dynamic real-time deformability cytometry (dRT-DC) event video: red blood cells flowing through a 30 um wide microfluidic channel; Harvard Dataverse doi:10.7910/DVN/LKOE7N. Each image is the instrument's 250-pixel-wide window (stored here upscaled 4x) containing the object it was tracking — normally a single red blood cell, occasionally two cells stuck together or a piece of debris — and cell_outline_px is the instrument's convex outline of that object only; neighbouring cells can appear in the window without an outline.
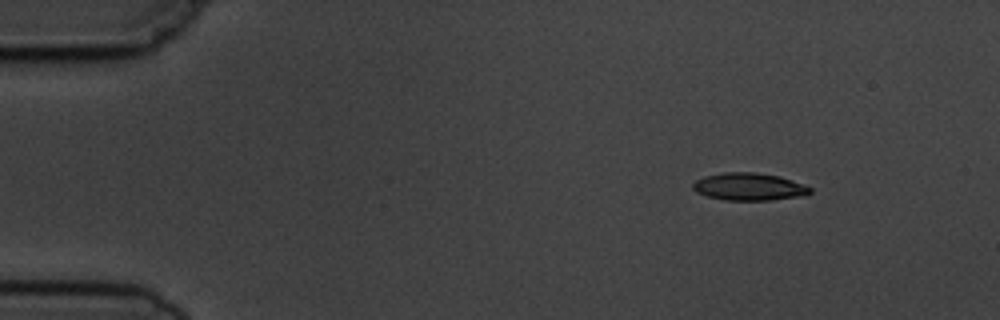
{"species": "common noctule bat (a hibernating species)", "species_latin": "Nyctalus noctula", "temperature_condition": "cold", "stored_images_in_passage": 7, "camera_frame_rate_fps": 3000, "um_per_image_px": 0.085, "animal": {"sex": "male", "body_mass_g": 19.5, "forearm_length_mm": 54.6}, "frame": {"image": 1, "passage_image": 1, "time_ms": 0.0, "image_size_px": [1000, 320], "cell_outline_px": [[812, 192], [808, 196], [772, 200], [724, 200], [708, 196], [696, 192], [692, 188], [692, 184], [696, 180], [704, 176], [724, 172], [756, 172], [780, 176], [812, 188]], "centroid_in_image_um": [63.7, 15.87], "position_along_channel_um": 21.3, "area_um2": 18.96}}
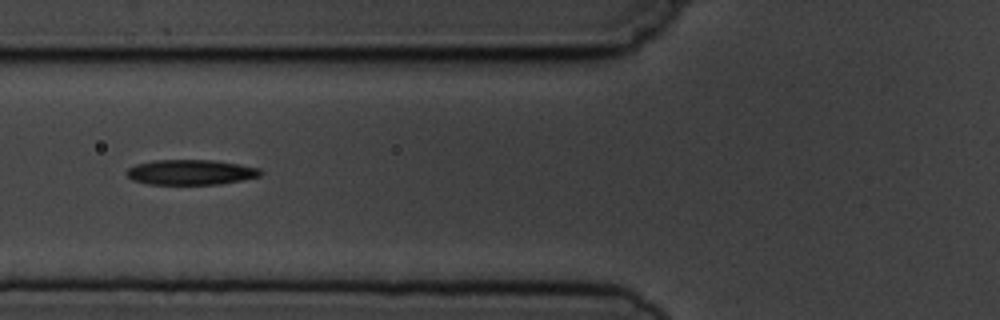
{"frame": {"image": 2, "passage_image": 5, "time_ms": 4.667, "image_size_px": [1000, 320], "cell_outline_px": [[264, 172], [260, 176], [220, 184], [148, 184], [132, 180], [124, 172], [128, 168], [136, 164], [152, 160], [212, 160], [260, 168]], "centroid_in_image_um": [16.18, 14.64], "position_along_channel_um": 109.6, "area_um2": 19.59}}
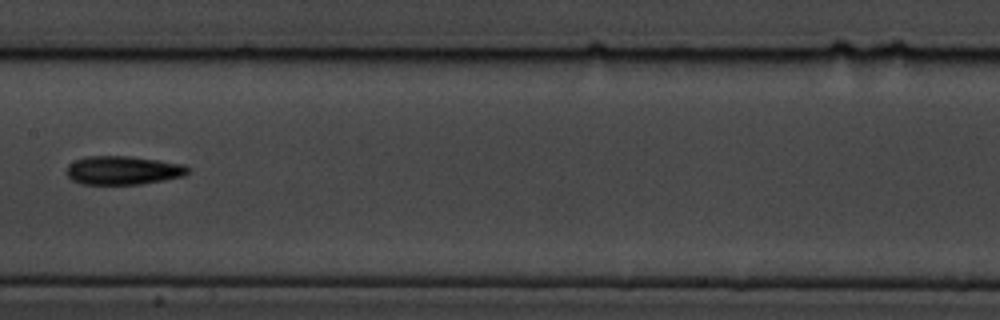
{"frame": {"image": 3, "passage_image": 7, "time_ms": 7.0, "image_size_px": [1000, 320], "cell_outline_px": [[188, 172], [184, 176], [164, 180], [140, 184], [80, 184], [72, 180], [68, 176], [68, 164], [84, 156], [128, 156], [184, 164], [188, 168]], "centroid_in_image_um": [10.44, 14.48], "position_along_channel_um": 197.0, "area_um2": 20.11}}